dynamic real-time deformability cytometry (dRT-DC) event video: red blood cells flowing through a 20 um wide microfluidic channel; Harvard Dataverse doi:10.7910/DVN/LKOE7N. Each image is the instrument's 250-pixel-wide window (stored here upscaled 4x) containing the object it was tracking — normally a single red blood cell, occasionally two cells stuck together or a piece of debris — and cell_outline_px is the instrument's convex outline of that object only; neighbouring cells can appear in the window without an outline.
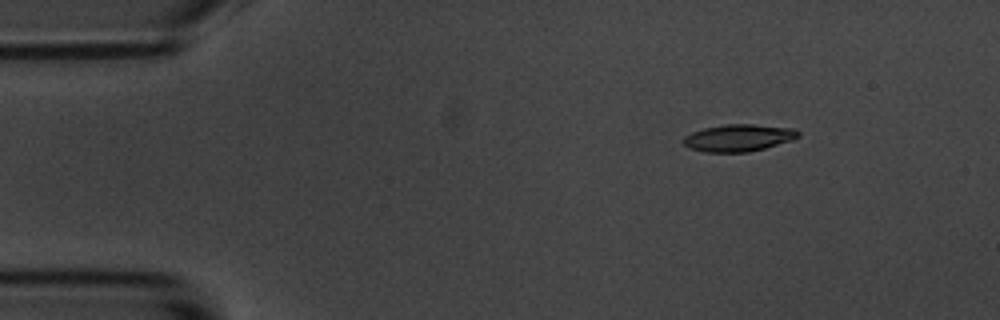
{"species": "common noctule bat (a hibernating species)", "species_latin": "Nyctalus noctula", "temperature_condition": "room temperature", "stored_images_in_passage": 31, "camera_frame_rate_fps": 3000, "um_per_image_px": 0.085, "animal": {"sex": "male", "body_mass_g": 20.1, "forearm_length_mm": 53.5}, "frame": {"image": 1, "passage_image": 1, "time_ms": 0.0, "image_size_px": [1000, 320], "cell_outline_px": [[800, 136], [792, 140], [764, 148], [748, 152], [704, 152], [688, 148], [680, 140], [684, 136], [692, 132], [704, 128], [728, 124], [752, 124], [796, 128], [800, 132]], "centroid_in_image_um": [62.77, 11.71], "position_along_channel_um": 22.2, "area_um2": 18.26}}
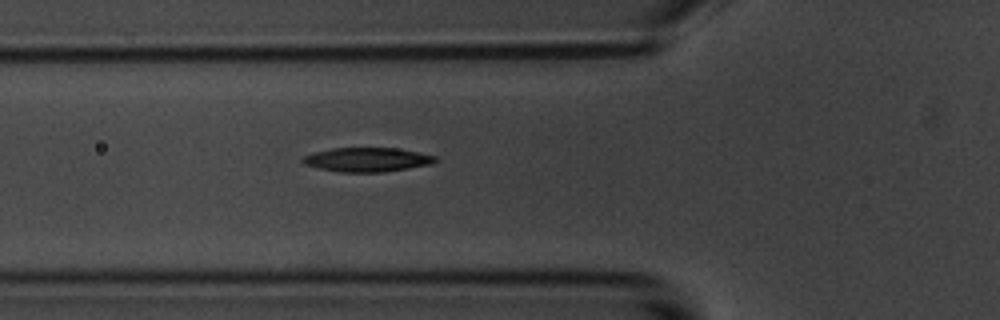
{"frame": {"image": 2, "passage_image": 13, "time_ms": 4.0, "image_size_px": [1000, 320], "cell_outline_px": [[436, 160], [428, 164], [408, 168], [380, 172], [340, 172], [316, 168], [304, 164], [300, 160], [304, 156], [316, 152], [332, 148], [396, 148], [436, 156]], "centroid_in_image_um": [31.13, 13.57], "position_along_channel_um": 94.7, "area_um2": 18.38}}
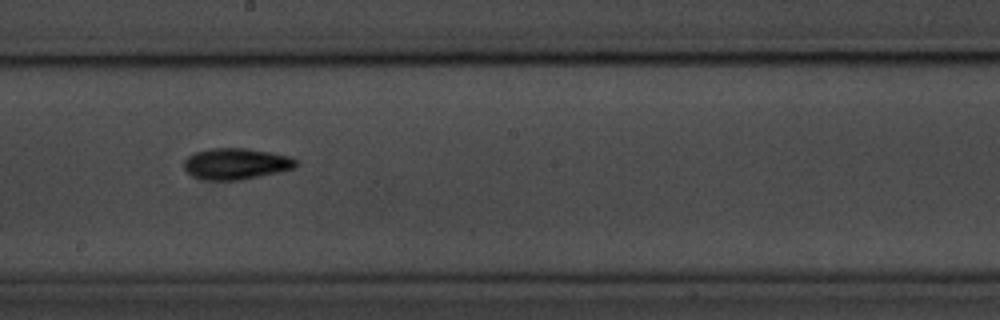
{"frame": {"image": 3, "passage_image": 24, "time_ms": 7.667, "image_size_px": [1000, 320], "cell_outline_px": [[300, 164], [296, 168], [280, 172], [240, 180], [212, 180], [192, 176], [184, 168], [184, 160], [188, 156], [196, 152], [212, 148], [244, 148], [272, 152], [288, 156], [296, 160]], "centroid_in_image_um": [20.11, 13.92], "position_along_channel_um": 228.1, "area_um2": 20.4}}